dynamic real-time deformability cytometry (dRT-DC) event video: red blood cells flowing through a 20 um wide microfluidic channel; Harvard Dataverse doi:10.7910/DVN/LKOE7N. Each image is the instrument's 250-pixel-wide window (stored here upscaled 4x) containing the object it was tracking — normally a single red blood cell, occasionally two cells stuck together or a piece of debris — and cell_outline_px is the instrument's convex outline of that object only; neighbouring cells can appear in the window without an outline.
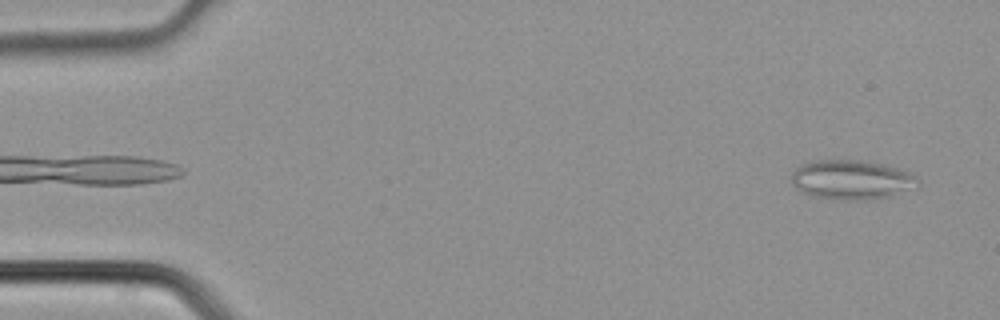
{"species": "common noctule bat (a hibernating species)", "species_latin": "Nyctalus noctula", "temperature_condition": "cold", "stored_images_in_passage": 3, "camera_frame_rate_fps": 3000, "um_per_image_px": 0.085, "animal": {"sex": "male", "body_mass_g": 21.5, "forearm_length_mm": 52.0}, "frame": {"image": 1, "passage_image": 3, "time_ms": 0.667, "image_size_px": [1000, 320], "cell_outline_px": [[920, 184], [916, 188], [888, 196], [864, 200], [848, 200], [812, 196], [800, 192], [792, 184], [792, 172], [800, 164], [808, 160], [860, 160], [884, 164], [912, 172], [920, 180]], "centroid_in_image_um": [72.39, 15.26], "position_along_channel_um": 12.6, "area_um2": 29.42}}